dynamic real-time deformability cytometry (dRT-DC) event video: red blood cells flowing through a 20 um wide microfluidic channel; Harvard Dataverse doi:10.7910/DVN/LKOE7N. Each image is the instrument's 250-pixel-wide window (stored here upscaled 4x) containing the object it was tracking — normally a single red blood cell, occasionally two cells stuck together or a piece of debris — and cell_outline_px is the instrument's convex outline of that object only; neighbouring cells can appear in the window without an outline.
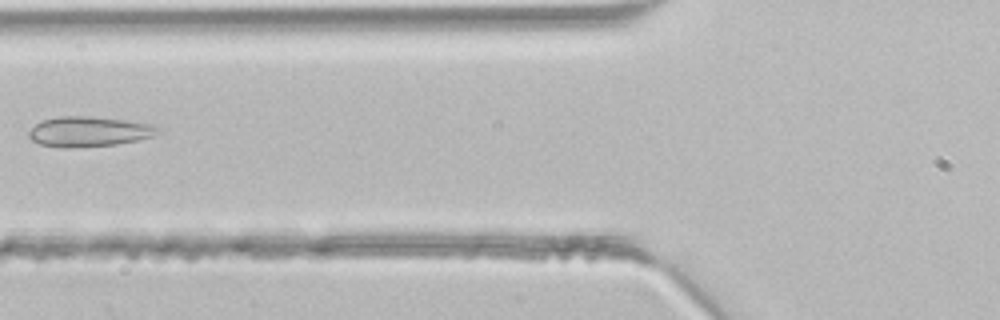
{"species": "common noctule bat (a hibernating species)", "species_latin": "Nyctalus noctula", "temperature_condition": "room temperature", "stored_images_in_passage": 4, "camera_frame_rate_fps": 3000, "um_per_image_px": 0.085, "animal": {"sex": "male", "body_mass_g": 21.5, "forearm_length_mm": 52.0}, "frame": {"image": 1, "passage_image": 4, "time_ms": 1.0, "image_size_px": [1000, 320], "cell_outline_px": [[156, 128], [152, 136], [136, 140], [116, 144], [68, 148], [40, 144], [32, 140], [28, 136], [28, 132], [36, 124], [44, 120], [56, 116], [88, 116], [124, 120], [152, 124]], "centroid_in_image_um": [7.48, 11.18], "position_along_channel_um": 118.3, "area_um2": 22.14}}